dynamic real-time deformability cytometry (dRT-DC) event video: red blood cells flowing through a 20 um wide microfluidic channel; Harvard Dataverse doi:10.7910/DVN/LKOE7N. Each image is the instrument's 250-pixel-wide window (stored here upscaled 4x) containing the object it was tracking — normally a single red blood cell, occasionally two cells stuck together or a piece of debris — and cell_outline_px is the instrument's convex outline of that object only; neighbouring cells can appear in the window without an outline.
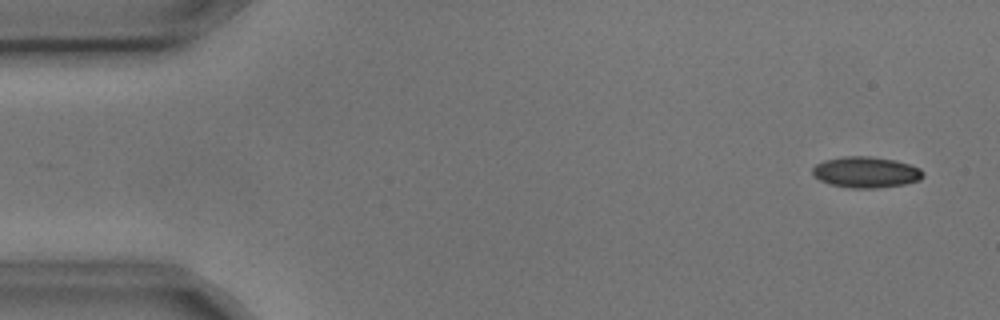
{"species": "common noctule bat (a hibernating species)", "species_latin": "Nyctalus noctula", "temperature_condition": "cold", "stored_images_in_passage": 4, "camera_frame_rate_fps": 3000, "um_per_image_px": 0.085, "animal": {"sex": "male", "body_mass_g": 17.9, "forearm_length_mm": 54.2}, "frame": {"image": 1, "passage_image": 1, "time_ms": 0.0, "image_size_px": [1000, 320], "cell_outline_px": [[924, 176], [920, 180], [904, 184], [876, 188], [852, 188], [828, 184], [820, 180], [812, 172], [812, 168], [816, 164], [824, 160], [844, 156], [872, 156], [896, 160], [920, 168], [924, 172]], "centroid_in_image_um": [73.62, 14.63], "position_along_channel_um": 11.4, "area_um2": 20.06}}